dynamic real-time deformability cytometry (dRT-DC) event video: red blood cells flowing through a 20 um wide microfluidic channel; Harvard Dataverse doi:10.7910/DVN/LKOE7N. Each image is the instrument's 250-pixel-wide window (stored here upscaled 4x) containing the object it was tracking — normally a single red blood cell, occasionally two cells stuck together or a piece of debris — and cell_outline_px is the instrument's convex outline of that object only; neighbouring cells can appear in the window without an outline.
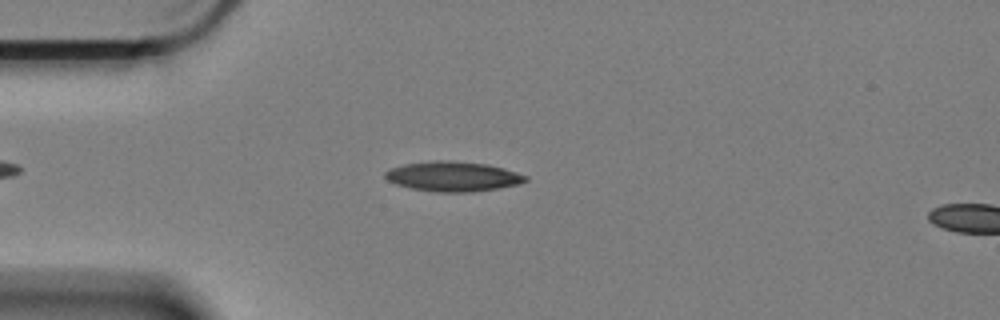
{"species": "Egyptian fruit bat (a non-hibernating species)", "species_latin": "Rousettus aegyptiacus", "temperature_condition": "cold", "stored_images_in_passage": 12, "camera_frame_rate_fps": 3000, "um_per_image_px": 0.085, "animal": {"sex": "female"}, "frame": {"image": 1, "passage_image": 9, "time_ms": 2.667, "image_size_px": [1000, 320], "cell_outline_px": [[528, 180], [520, 184], [500, 188], [472, 192], [436, 192], [412, 188], [396, 184], [388, 180], [384, 176], [384, 172], [388, 168], [404, 164], [432, 160], [448, 160], [488, 164], [504, 168], [528, 176]], "centroid_in_image_um": [38.51, 14.99], "position_along_channel_um": 46.5, "area_um2": 24.68}}